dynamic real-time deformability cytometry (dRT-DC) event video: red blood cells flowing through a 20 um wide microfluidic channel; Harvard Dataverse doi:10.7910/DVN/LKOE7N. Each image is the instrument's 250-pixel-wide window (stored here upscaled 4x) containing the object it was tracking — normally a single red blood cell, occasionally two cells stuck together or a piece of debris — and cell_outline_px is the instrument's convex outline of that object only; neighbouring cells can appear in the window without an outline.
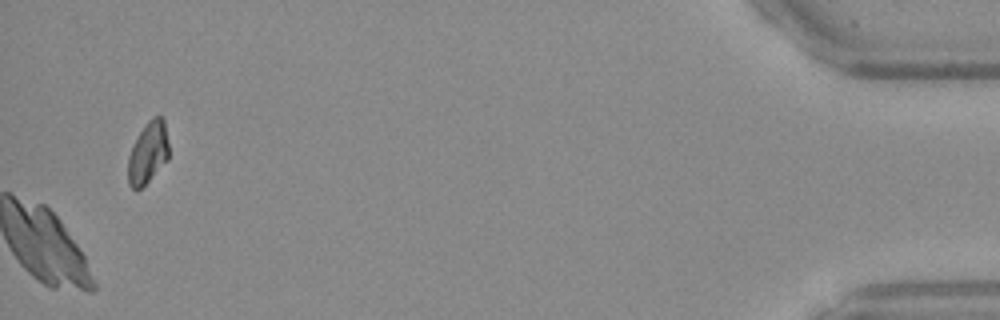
{"species": "Egyptian fruit bat (a non-hibernating species)", "species_latin": "Rousettus aegyptiacus", "temperature_condition": "warm", "stored_images_in_passage": 49, "camera_frame_rate_fps": 3000, "um_per_image_px": 0.085, "frame": {"image": 1, "passage_image": 49, "time_ms": 16.0, "image_size_px": [1000, 320], "cell_outline_px": [[168, 160], [140, 188], [132, 188], [128, 184], [128, 156], [132, 144], [148, 120], [152, 116], [160, 116], [164, 120], [168, 144]], "centroid_in_image_um": [12.57, 12.96], "position_along_channel_um": 422.6, "area_um2": 14.51}}